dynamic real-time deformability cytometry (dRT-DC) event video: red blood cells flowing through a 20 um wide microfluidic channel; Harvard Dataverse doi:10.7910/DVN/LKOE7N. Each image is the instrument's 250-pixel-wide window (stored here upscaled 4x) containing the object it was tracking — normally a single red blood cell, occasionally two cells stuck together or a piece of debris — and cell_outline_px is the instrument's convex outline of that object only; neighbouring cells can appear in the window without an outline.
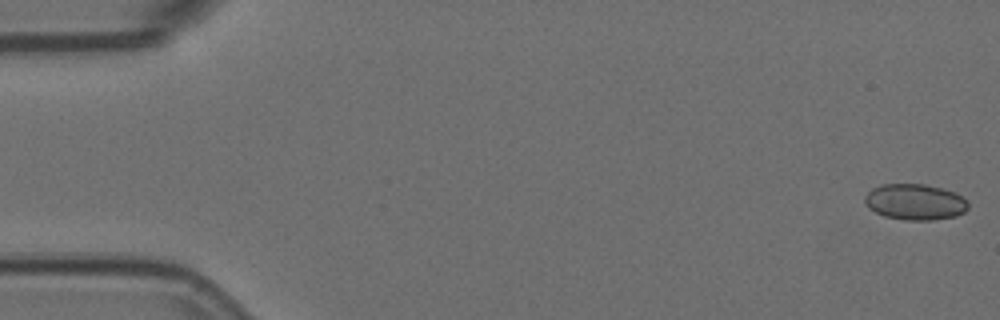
{"species": "Egyptian fruit bat (a non-hibernating species)", "species_latin": "Rousettus aegyptiacus", "temperature_condition": "room temperature", "stored_images_in_passage": 11, "camera_frame_rate_fps": 3000, "um_per_image_px": 0.085, "animal": {"sex": "female"}, "frame": {"image": 1, "passage_image": 1, "time_ms": 0.0, "image_size_px": [1000, 320], "cell_outline_px": [[968, 208], [964, 212], [956, 216], [932, 220], [904, 220], [884, 216], [868, 208], [864, 204], [864, 196], [872, 188], [880, 184], [924, 184], [944, 188], [956, 192], [968, 204]], "centroid_in_image_um": [77.75, 17.16], "position_along_channel_um": 7.3, "area_um2": 21.85}}